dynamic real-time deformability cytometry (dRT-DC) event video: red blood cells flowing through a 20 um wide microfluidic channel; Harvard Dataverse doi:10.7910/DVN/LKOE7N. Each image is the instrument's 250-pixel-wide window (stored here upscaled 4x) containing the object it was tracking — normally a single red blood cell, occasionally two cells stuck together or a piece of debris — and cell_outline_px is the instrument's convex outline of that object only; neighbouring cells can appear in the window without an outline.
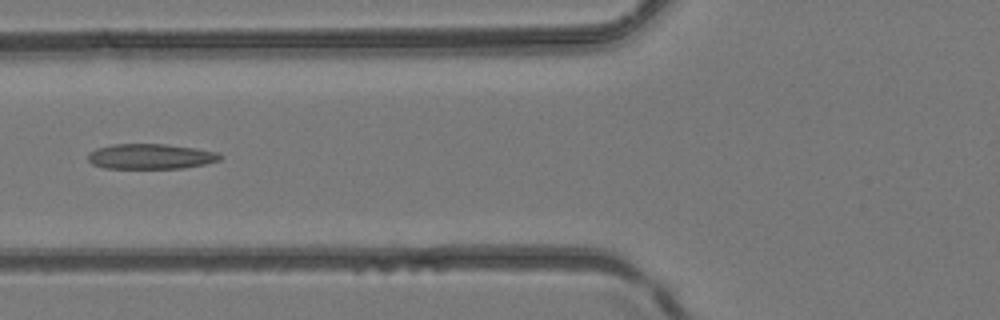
{"species": "common noctule bat (a hibernating species)", "species_latin": "Nyctalus noctula", "temperature_condition": "room temperature", "stored_images_in_passage": 5, "camera_frame_rate_fps": 3000, "um_per_image_px": 0.085, "animal": {"sex": "female", "body_mass_g": 24.6, "forearm_length_mm": 56.2}, "frame": {"image": 1, "passage_image": 5, "time_ms": 1.333, "image_size_px": [1000, 320], "cell_outline_px": [[224, 156], [220, 160], [204, 164], [184, 168], [104, 168], [92, 164], [88, 160], [88, 152], [96, 148], [112, 144], [164, 144], [196, 148], [220, 152]], "centroid_in_image_um": [12.82, 13.29], "position_along_channel_um": 113.0, "area_um2": 19.59}}